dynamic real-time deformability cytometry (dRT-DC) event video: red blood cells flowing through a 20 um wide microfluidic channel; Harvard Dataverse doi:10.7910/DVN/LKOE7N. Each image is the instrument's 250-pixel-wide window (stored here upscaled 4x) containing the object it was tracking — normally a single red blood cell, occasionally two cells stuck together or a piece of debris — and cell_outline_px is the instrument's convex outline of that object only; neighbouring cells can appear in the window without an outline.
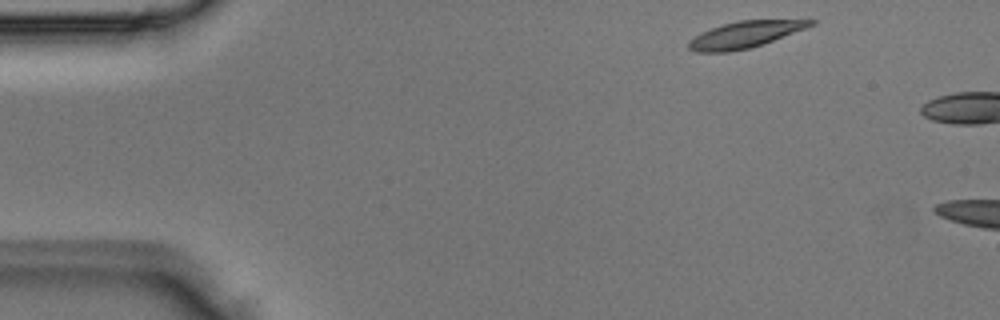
{"species": "Egyptian fruit bat (a non-hibernating species)", "species_latin": "Rousettus aegyptiacus", "temperature_condition": "room temperature", "stored_images_in_passage": 2, "camera_frame_rate_fps": 3000, "um_per_image_px": 0.085, "animal": {"sex": "male"}, "frame": {"image": 1, "passage_image": 1, "time_ms": 0.0, "image_size_px": [1000, 320], "cell_outline_px": [[816, 24], [772, 40], [748, 48], [728, 52], [696, 52], [688, 48], [688, 40], [700, 32], [724, 24], [740, 20], [816, 20]], "centroid_in_image_um": [63.25, 2.94], "position_along_channel_um": 21.7, "area_um2": 18.44}}